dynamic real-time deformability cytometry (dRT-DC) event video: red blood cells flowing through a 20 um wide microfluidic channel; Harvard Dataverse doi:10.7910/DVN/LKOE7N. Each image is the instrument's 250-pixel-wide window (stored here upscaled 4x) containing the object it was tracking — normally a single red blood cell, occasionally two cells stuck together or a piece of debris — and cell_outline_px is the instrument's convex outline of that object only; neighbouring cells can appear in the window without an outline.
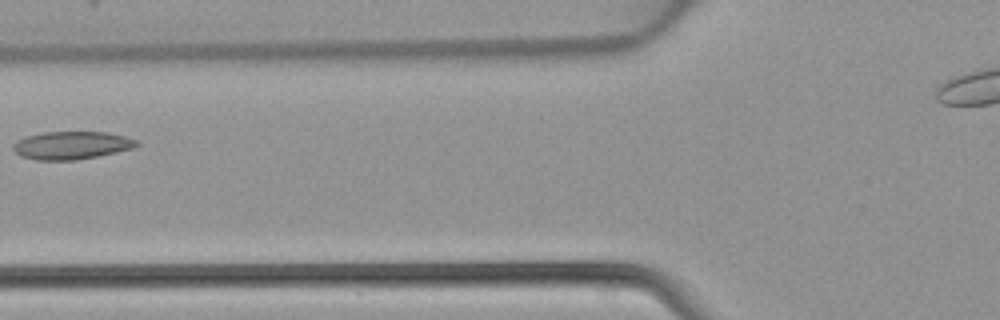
{"species": "common noctule bat (a hibernating species)", "species_latin": "Nyctalus noctula", "temperature_condition": "warm", "stored_images_in_passage": 2, "camera_frame_rate_fps": 3000, "um_per_image_px": 0.085, "animal": {"sex": "female", "body_mass_g": 22.7, "forearm_length_mm": 54.2}, "frame": {"image": 1, "passage_image": 2, "time_ms": 0.333, "image_size_px": [1000, 320], "cell_outline_px": [[140, 144], [136, 148], [76, 160], [36, 160], [20, 156], [12, 148], [12, 144], [16, 140], [28, 136], [44, 132], [108, 132], [124, 136], [136, 140]], "centroid_in_image_um": [6.08, 12.35], "position_along_channel_um": 119.7, "area_um2": 20.11}}